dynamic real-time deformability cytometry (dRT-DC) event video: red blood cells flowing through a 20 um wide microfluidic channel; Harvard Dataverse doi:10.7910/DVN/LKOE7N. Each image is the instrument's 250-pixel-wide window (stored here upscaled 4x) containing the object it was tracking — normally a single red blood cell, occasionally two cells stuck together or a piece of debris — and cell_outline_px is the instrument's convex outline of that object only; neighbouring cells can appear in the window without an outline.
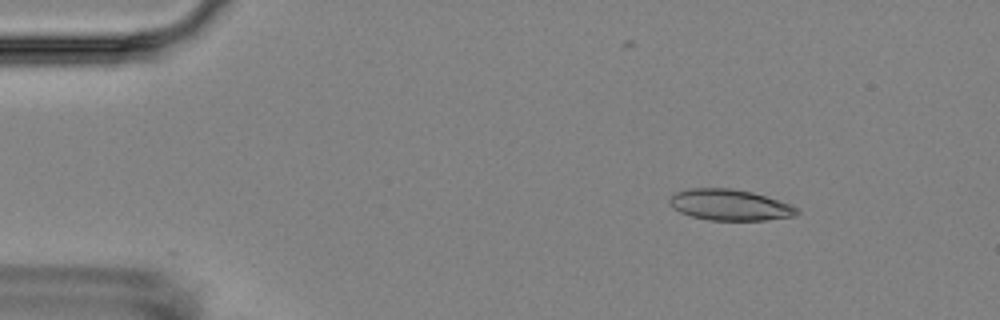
{"species": "Egyptian fruit bat (a non-hibernating species)", "species_latin": "Rousettus aegyptiacus", "temperature_condition": "room temperature", "stored_images_in_passage": 6, "camera_frame_rate_fps": 3000, "um_per_image_px": 0.085, "animal": {"sex": "female"}, "frame": {"image": 1, "passage_image": 3, "time_ms": 2.333, "image_size_px": [1000, 320], "cell_outline_px": [[800, 212], [796, 216], [764, 220], [708, 220], [692, 216], [680, 212], [672, 208], [668, 204], [668, 200], [676, 192], [688, 188], [732, 188], [752, 192], [788, 204], [796, 208]], "centroid_in_image_um": [61.98, 17.42], "position_along_channel_um": 23.0, "area_um2": 22.95}}